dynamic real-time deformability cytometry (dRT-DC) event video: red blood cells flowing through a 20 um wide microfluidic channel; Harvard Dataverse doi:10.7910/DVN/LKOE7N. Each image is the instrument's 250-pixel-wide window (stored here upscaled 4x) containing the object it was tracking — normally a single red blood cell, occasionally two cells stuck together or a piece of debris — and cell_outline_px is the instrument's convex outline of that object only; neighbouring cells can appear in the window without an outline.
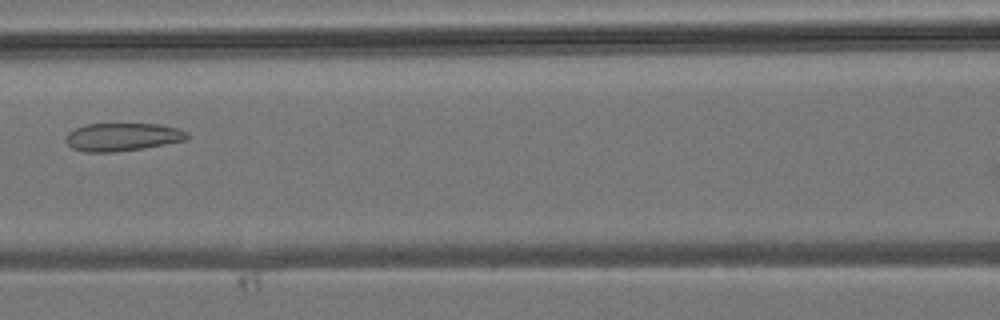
{"species": "common noctule bat (a hibernating species)", "species_latin": "Nyctalus noctula", "temperature_condition": "room temperature", "stored_images_in_passage": 22, "camera_frame_rate_fps": 3000, "um_per_image_px": 0.085, "animal": {"sex": "male", "body_mass_g": 19.2, "forearm_length_mm": 51.8}, "frame": {"image": 1, "passage_image": 6, "time_ms": 1.667, "image_size_px": [1000, 320], "cell_outline_px": [[188, 140], [144, 148], [112, 152], [84, 152], [72, 148], [64, 140], [68, 132], [76, 128], [88, 124], [160, 124], [176, 128], [184, 132], [188, 136]], "centroid_in_image_um": [10.38, 11.65], "position_along_channel_um": 156.2, "area_um2": 19.71}}
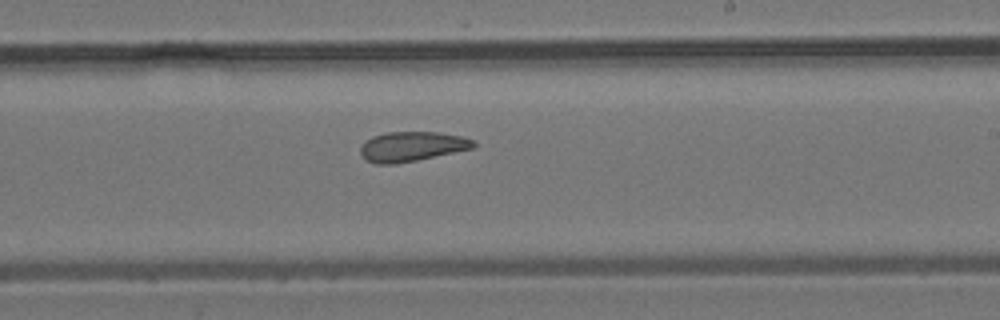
{"frame": {"image": 2, "passage_image": 12, "time_ms": 3.667, "image_size_px": [1000, 320], "cell_outline_px": [[476, 144], [472, 148], [416, 160], [396, 164], [376, 164], [364, 160], [360, 152], [360, 148], [372, 136], [388, 132], [440, 132], [464, 136], [476, 140]], "centroid_in_image_um": [35.02, 12.45], "position_along_channel_um": 254.0, "area_um2": 19.59}}
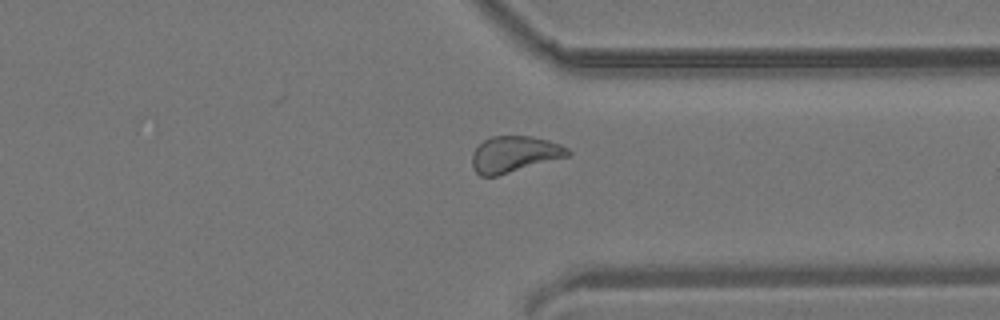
{"frame": {"image": 3, "passage_image": 19, "time_ms": 6.0, "image_size_px": [1000, 320], "cell_outline_px": [[572, 152], [568, 156], [496, 176], [480, 176], [472, 168], [472, 152], [484, 140], [492, 136], [532, 136], [548, 140], [560, 144], [568, 148]], "centroid_in_image_um": [43.71, 13.1], "position_along_channel_um": 367.7, "area_um2": 20.11}}